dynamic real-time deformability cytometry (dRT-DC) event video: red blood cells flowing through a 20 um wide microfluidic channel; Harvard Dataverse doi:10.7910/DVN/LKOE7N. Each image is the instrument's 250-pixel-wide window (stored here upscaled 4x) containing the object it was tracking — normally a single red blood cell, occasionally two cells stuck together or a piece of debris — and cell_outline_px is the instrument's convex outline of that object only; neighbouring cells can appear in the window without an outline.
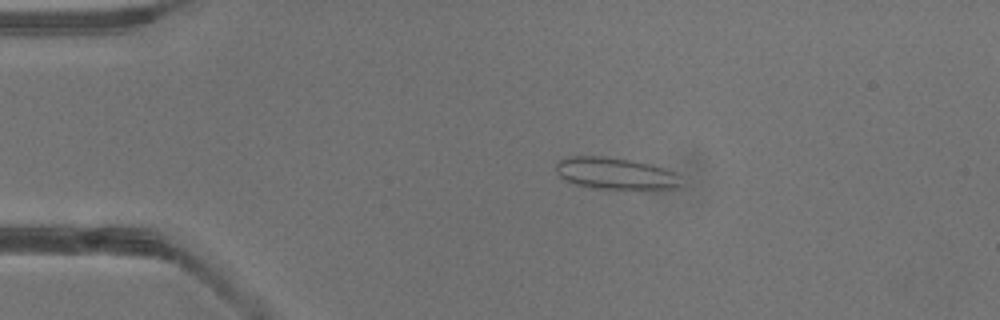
{"species": "common noctule bat (a hibernating species)", "species_latin": "Nyctalus noctula", "temperature_condition": "warm", "stored_images_in_passage": 2, "camera_frame_rate_fps": 3000, "um_per_image_px": 0.085, "animal": {"sex": "male", "body_mass_g": 13.3}, "frame": {"image": 1, "passage_image": 2, "time_ms": 0.333, "image_size_px": [1000, 320], "cell_outline_px": [[680, 184], [668, 188], [596, 188], [576, 184], [564, 180], [556, 172], [556, 160], [568, 156], [604, 156], [628, 160], [648, 164], [664, 168], [676, 172], [680, 176]], "centroid_in_image_um": [52.22, 14.72], "position_along_channel_um": 32.8, "area_um2": 22.72}}